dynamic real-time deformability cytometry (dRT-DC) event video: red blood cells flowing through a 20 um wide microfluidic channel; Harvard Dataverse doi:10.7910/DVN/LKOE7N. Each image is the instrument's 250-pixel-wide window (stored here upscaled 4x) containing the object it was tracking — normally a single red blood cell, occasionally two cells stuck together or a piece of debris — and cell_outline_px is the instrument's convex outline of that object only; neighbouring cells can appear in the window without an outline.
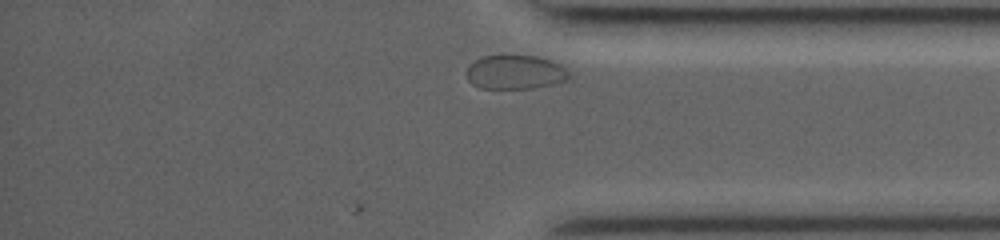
{"species": "common noctule bat (a hibernating species)", "species_latin": "Nyctalus noctula", "temperature_condition": "room temperature", "stored_images_in_passage": 22, "camera_frame_rate_fps": 3000, "um_per_image_px": 0.085, "animal": {"sex": "female", "body_mass_g": 19.0, "forearm_length_mm": 53.3}, "frame": {"image": 1, "passage_image": 21, "time_ms": 9.667, "image_size_px": [1000, 240], "cell_outline_px": [[572, 76], [568, 80], [552, 84], [532, 88], [480, 88], [472, 84], [468, 80], [468, 64], [480, 56], [540, 56], [552, 60], [560, 64]], "centroid_in_image_um": [43.81, 6.13], "position_along_channel_um": 391.4, "area_um2": 20.4}}